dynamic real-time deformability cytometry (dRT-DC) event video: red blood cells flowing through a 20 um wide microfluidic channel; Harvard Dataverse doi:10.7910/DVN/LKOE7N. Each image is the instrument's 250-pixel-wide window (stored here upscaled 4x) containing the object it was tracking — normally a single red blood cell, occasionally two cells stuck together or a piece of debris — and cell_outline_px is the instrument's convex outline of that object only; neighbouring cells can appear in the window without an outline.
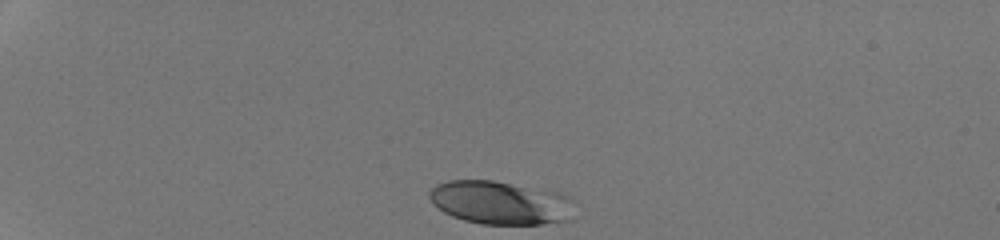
{"species": "human", "species_latin": "Homo sapiens", "temperature_condition": "room temperature", "stored_images_in_passage": 33, "camera_frame_rate_fps": 3000, "um_per_image_px": 0.085, "donor": {"sex": "male"}, "frame": {"image": 1, "passage_image": 1, "time_ms": 0.0, "image_size_px": [1000, 240], "cell_outline_px": [[580, 216], [572, 220], [540, 224], [480, 224], [464, 220], [452, 216], [444, 212], [432, 204], [428, 196], [428, 192], [436, 184], [448, 180], [492, 180], [556, 192], [568, 196], [576, 200]], "centroid_in_image_um": [42.65, 17.24], "position_along_channel_um": 42.4, "area_um2": 37.63}}
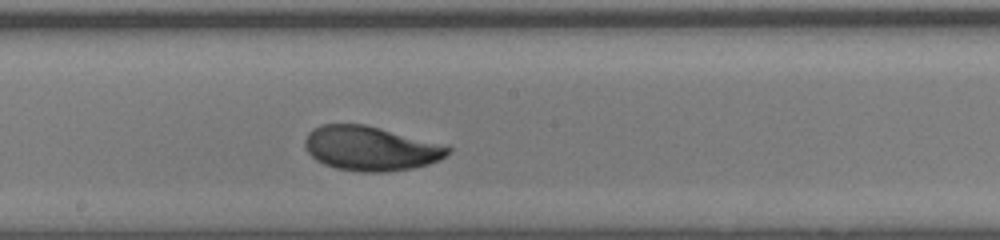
{"frame": {"image": 2, "passage_image": 19, "time_ms": 6.0, "image_size_px": [1000, 240], "cell_outline_px": [[452, 152], [440, 160], [428, 164], [412, 168], [384, 172], [360, 172], [336, 168], [324, 164], [316, 160], [304, 148], [304, 140], [308, 132], [312, 128], [320, 124], [364, 124], [448, 144], [452, 148]], "centroid_in_image_um": [31.54, 12.61], "position_along_channel_um": 216.7, "area_um2": 37.63}}
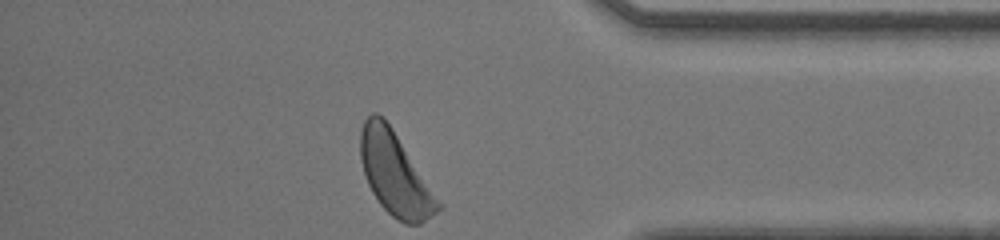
{"frame": {"image": 3, "passage_image": 33, "time_ms": 10.667, "image_size_px": [1000, 240], "cell_outline_px": [[444, 208], [420, 224], [404, 224], [396, 220], [380, 204], [372, 192], [368, 184], [360, 160], [360, 132], [364, 120], [372, 112], [376, 112], [384, 116], [444, 204]], "centroid_in_image_um": [33.61, 14.79], "position_along_channel_um": 401.6, "area_um2": 37.97}, "authors_computed_cell_mechanics": {"area_um2": 36.8764, "velocity_mm_per_s": 4.2285, "shape_relaxation_time_tau1_ms": 2.3193, "shape_relaxation_time_tau2_ms": null, "deformation_change_tau1": 0.1555, "deformation_change_tau2": null}}